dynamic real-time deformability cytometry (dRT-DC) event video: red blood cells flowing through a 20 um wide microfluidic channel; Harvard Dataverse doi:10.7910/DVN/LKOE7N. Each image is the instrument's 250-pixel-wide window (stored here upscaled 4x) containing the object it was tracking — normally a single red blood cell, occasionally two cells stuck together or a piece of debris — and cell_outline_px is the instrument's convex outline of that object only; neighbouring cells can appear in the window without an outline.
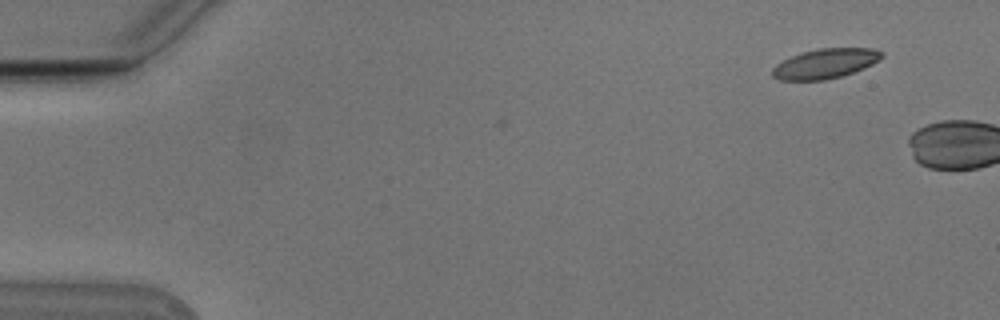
{"species": "Egyptian fruit bat (a non-hibernating species)", "species_latin": "Rousettus aegyptiacus", "temperature_condition": "cold", "stored_images_in_passage": 3, "camera_frame_rate_fps": 3000, "um_per_image_px": 0.085, "animal": {"sex": "male"}, "frame": {"image": 1, "passage_image": 1, "time_ms": 0.0, "image_size_px": [1000, 320], "cell_outline_px": [[884, 56], [880, 60], [864, 68], [840, 76], [824, 80], [780, 80], [772, 76], [772, 68], [776, 64], [792, 56], [816, 48], [872, 48], [884, 52]], "centroid_in_image_um": [70.17, 5.4], "position_along_channel_um": 14.8, "area_um2": 18.9}}